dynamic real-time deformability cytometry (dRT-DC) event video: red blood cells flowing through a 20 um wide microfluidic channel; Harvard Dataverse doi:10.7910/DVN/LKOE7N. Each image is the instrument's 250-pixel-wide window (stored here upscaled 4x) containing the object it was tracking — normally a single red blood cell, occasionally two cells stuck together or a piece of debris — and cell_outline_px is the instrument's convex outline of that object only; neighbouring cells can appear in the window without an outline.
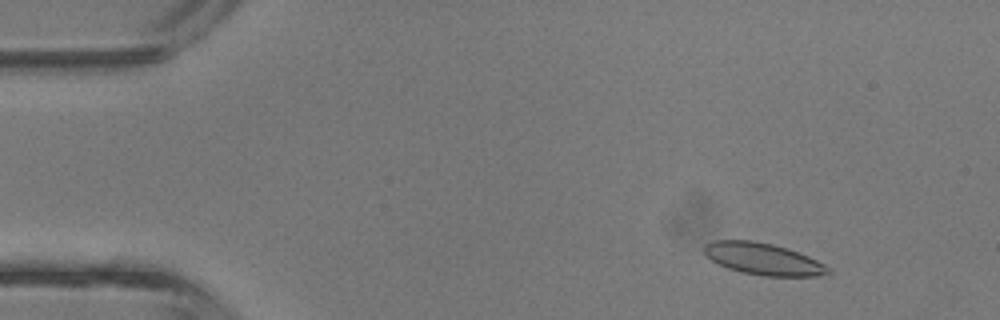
{"species": "common noctule bat (a hibernating species)", "species_latin": "Nyctalus noctula", "temperature_condition": "room temperature", "stored_images_in_passage": 10, "camera_frame_rate_fps": 3000, "um_per_image_px": 0.085, "animal": {"sex": "male", "body_mass_g": 13.3}, "frame": {"image": 1, "passage_image": 5, "time_ms": 1.333, "image_size_px": [1000, 320], "cell_outline_px": [[832, 272], [820, 276], [764, 276], [740, 272], [728, 268], [712, 260], [704, 252], [704, 244], [712, 240], [752, 240], [772, 244], [808, 256], [832, 268]], "centroid_in_image_um": [64.87, 22.01], "position_along_channel_um": 20.1, "area_um2": 22.89}}